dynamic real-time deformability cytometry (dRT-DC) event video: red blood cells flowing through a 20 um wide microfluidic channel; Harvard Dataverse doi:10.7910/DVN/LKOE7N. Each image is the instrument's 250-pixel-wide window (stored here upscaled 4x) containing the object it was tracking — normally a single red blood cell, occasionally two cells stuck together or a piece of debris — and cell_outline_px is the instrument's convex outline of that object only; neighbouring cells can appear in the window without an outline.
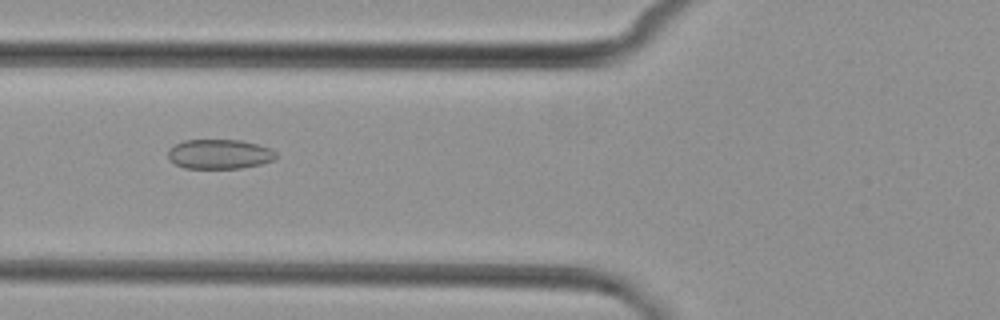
{"species": "common noctule bat (a hibernating species)", "species_latin": "Nyctalus noctula", "temperature_condition": "cold", "stored_images_in_passage": 4, "camera_frame_rate_fps": 3000, "um_per_image_px": 0.085, "animal": {"sex": "female", "body_mass_g": 29.2, "forearm_length_mm": 56.3}, "frame": {"image": 1, "passage_image": 2, "time_ms": 1.0, "image_size_px": [1000, 320], "cell_outline_px": [[276, 156], [272, 160], [260, 164], [240, 168], [184, 168], [176, 164], [168, 156], [168, 148], [184, 140], [240, 140], [272, 148], [276, 152]], "centroid_in_image_um": [18.65, 13.09], "position_along_channel_um": 107.1, "area_um2": 18.5}}
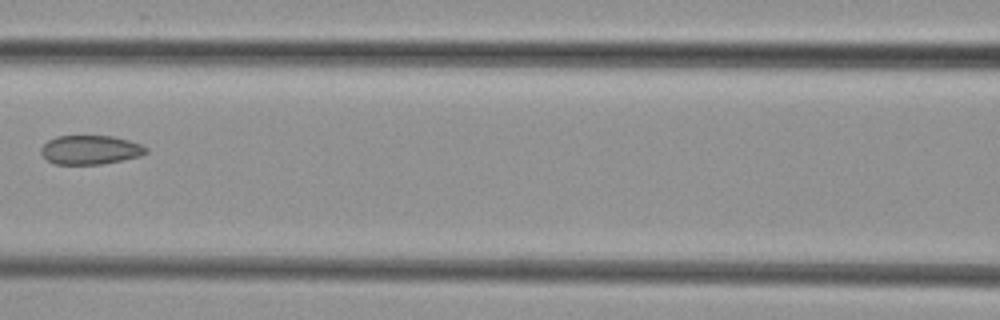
{"frame": {"image": 2, "passage_image": 3, "time_ms": 2.333, "image_size_px": [1000, 320], "cell_outline_px": [[148, 152], [140, 156], [100, 164], [56, 164], [48, 160], [40, 152], [40, 148], [48, 140], [56, 136], [112, 136], [128, 140], [140, 144], [148, 148]], "centroid_in_image_um": [7.67, 12.73], "position_along_channel_um": 158.9, "area_um2": 17.63}}
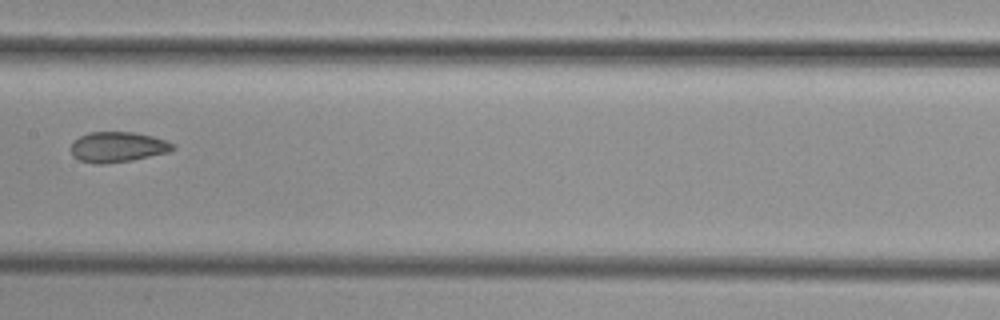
{"frame": {"image": 3, "passage_image": 4, "time_ms": 3.333, "image_size_px": [1000, 320], "cell_outline_px": [[176, 148], [168, 152], [132, 160], [104, 164], [96, 164], [80, 160], [72, 156], [72, 140], [88, 132], [136, 132], [168, 140], [176, 144]], "centroid_in_image_um": [10.03, 12.48], "position_along_channel_um": 197.4, "area_um2": 18.21}}